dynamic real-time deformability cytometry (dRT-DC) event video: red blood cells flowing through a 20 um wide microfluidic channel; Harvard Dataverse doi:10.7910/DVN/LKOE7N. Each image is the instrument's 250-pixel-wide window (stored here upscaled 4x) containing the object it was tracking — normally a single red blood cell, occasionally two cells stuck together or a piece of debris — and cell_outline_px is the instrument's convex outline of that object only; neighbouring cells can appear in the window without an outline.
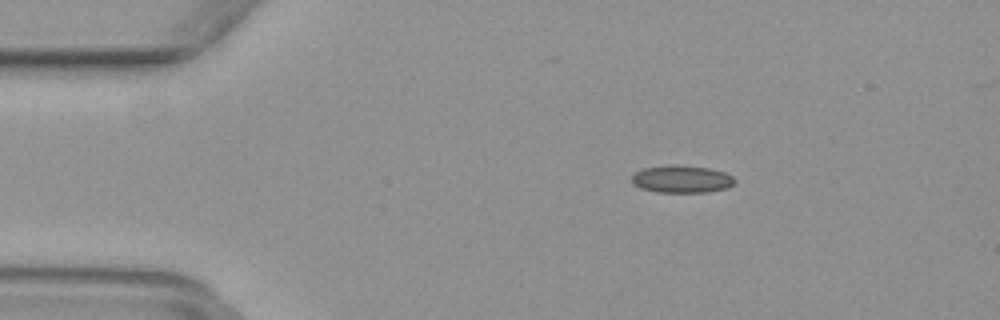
{"species": "common noctule bat (a hibernating species)", "species_latin": "Nyctalus noctula", "temperature_condition": "warm", "stored_images_in_passage": 50, "camera_frame_rate_fps": 3000, "um_per_image_px": 0.085, "animal": {"sex": "female", "body_mass_g": 29.2, "forearm_length_mm": 56.3}, "frame": {"image": 1, "passage_image": 9, "time_ms": 2.667, "image_size_px": [1000, 320], "cell_outline_px": [[736, 180], [728, 188], [708, 192], [656, 192], [640, 188], [632, 184], [632, 176], [636, 172], [644, 168], [672, 164], [676, 164], [708, 168], [724, 172], [732, 176]], "centroid_in_image_um": [57.93, 15.22], "position_along_channel_um": 27.1, "area_um2": 16.53}}
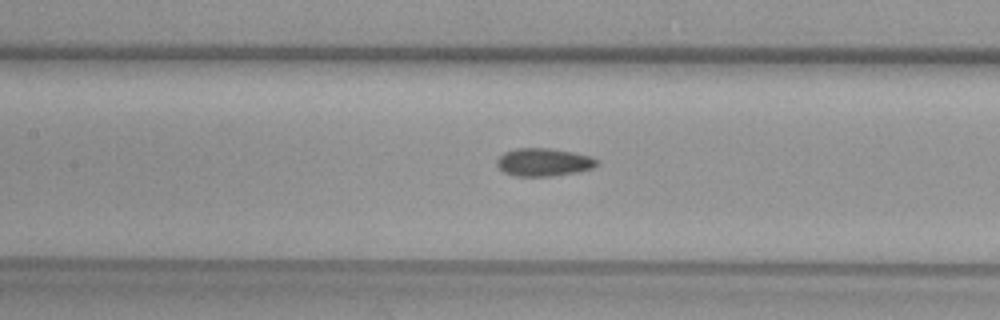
{"frame": {"image": 2, "passage_image": 23, "time_ms": 7.333, "image_size_px": [1000, 320], "cell_outline_px": [[600, 164], [592, 168], [580, 172], [552, 176], [516, 176], [504, 172], [496, 164], [496, 160], [504, 152], [516, 148], [548, 148], [572, 152], [592, 156]], "centroid_in_image_um": [46.23, 13.79], "position_along_channel_um": 161.2, "area_um2": 16.36}}
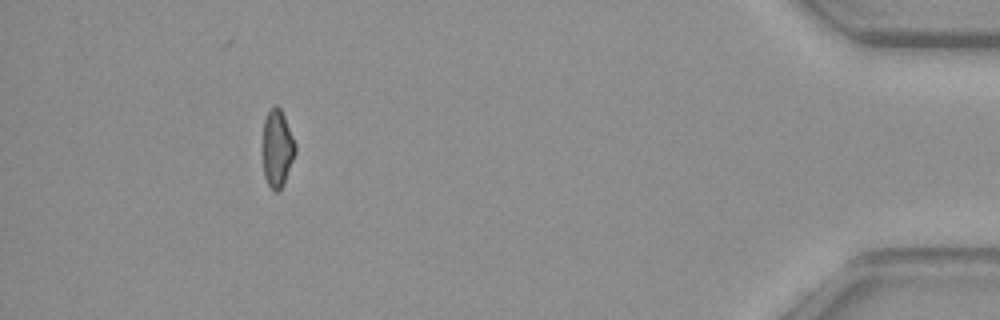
{"frame": {"image": 3, "passage_image": 46, "time_ms": 15.0, "image_size_px": [1000, 320], "cell_outline_px": [[296, 152], [284, 184], [276, 192], [268, 184], [264, 176], [264, 120], [268, 108], [272, 104], [276, 104], [280, 108], [284, 116], [296, 144]], "centroid_in_image_um": [23.58, 12.56], "position_along_channel_um": 411.6, "area_um2": 14.57}}